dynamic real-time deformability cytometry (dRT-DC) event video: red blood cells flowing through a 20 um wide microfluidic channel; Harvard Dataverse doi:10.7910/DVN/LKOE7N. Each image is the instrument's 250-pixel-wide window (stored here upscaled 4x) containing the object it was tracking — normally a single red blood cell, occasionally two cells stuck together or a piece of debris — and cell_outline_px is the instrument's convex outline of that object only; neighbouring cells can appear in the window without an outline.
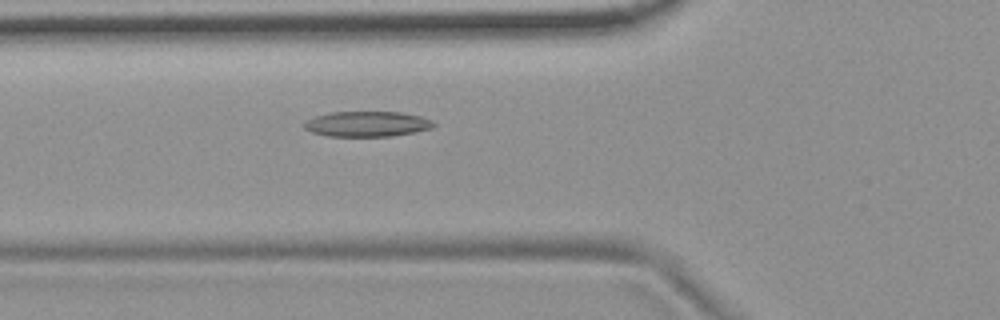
{"species": "common noctule bat (a hibernating species)", "species_latin": "Nyctalus noctula", "temperature_condition": "room temperature", "stored_images_in_passage": 55, "camera_frame_rate_fps": 3000, "um_per_image_px": 0.085, "animal": {"sex": "female", "body_mass_g": 19.9}, "frame": {"image": 1, "passage_image": 20, "time_ms": 6.333, "image_size_px": [1000, 320], "cell_outline_px": [[436, 124], [432, 128], [392, 136], [328, 136], [312, 132], [304, 128], [304, 124], [308, 120], [316, 116], [332, 112], [400, 112], [420, 116], [432, 120]], "centroid_in_image_um": [31.22, 10.54], "position_along_channel_um": 94.6, "area_um2": 18.9}}
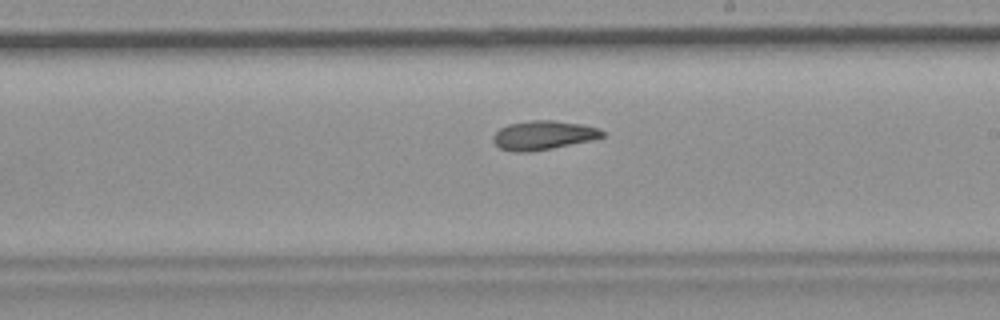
{"frame": {"image": 2, "passage_image": 32, "time_ms": 10.333, "image_size_px": [1000, 320], "cell_outline_px": [[604, 136], [592, 140], [532, 152], [516, 152], [500, 148], [492, 140], [492, 136], [500, 128], [508, 124], [532, 120], [556, 120], [580, 124], [600, 128], [604, 132]], "centroid_in_image_um": [46.18, 11.49], "position_along_channel_um": 242.8, "area_um2": 18.5}}
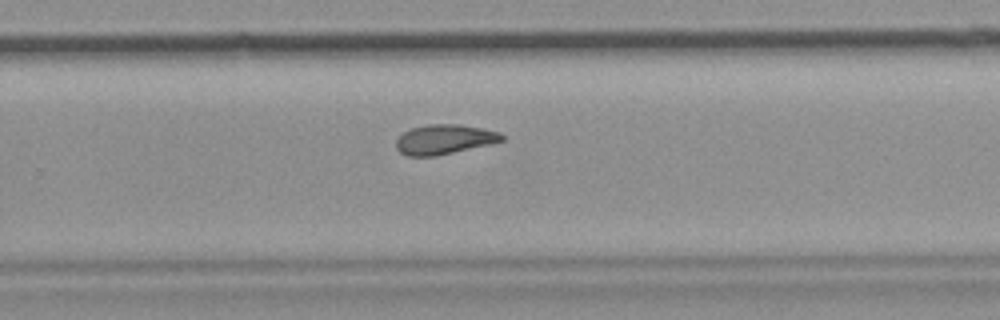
{"frame": {"image": 3, "passage_image": 36, "time_ms": 11.667, "image_size_px": [1000, 320], "cell_outline_px": [[504, 140], [492, 144], [436, 156], [408, 156], [400, 152], [396, 148], [396, 140], [404, 132], [412, 128], [428, 124], [460, 124], [484, 128], [500, 132], [504, 136]], "centroid_in_image_um": [37.8, 11.84], "position_along_channel_um": 292.0, "area_um2": 18.44}, "authors_computed_cell_mechanics": {"area_um2": 18.9584, "velocity_mm_per_s": 3.7009, "shape_relaxation_time_tau1_ms": null, "shape_relaxation_time_tau2_ms": 6.4695, "deformation_change_tau1": null, "deformation_change_tau2": 0.1421}}